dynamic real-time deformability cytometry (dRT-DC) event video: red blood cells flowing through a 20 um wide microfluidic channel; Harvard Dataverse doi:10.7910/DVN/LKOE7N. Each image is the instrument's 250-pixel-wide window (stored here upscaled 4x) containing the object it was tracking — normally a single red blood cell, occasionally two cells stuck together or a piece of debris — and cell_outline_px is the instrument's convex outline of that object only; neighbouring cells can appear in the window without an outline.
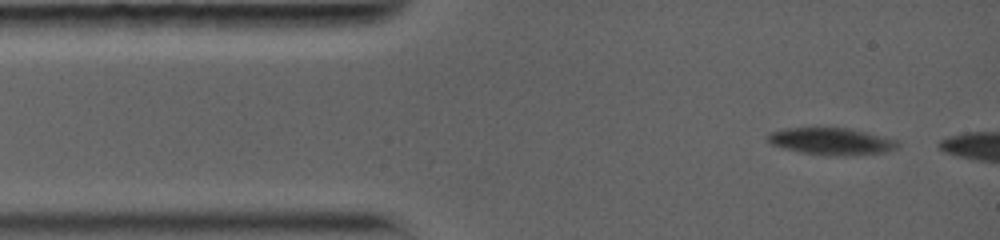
{"species": "common noctule bat (a hibernating species)", "species_latin": "Nyctalus noctula", "temperature_condition": "warm", "stored_images_in_passage": 2, "camera_frame_rate_fps": 5000, "um_per_image_px": 0.085, "animal": {"sex": "female", "body_mass_g": 19.0, "forearm_length_mm": 56.7}, "frame": {"image": 1, "passage_image": 1, "time_ms": 0.0, "image_size_px": [1000, 240], "cell_outline_px": [[900, 144], [896, 148], [884, 152], [844, 156], [824, 156], [800, 152], [784, 148], [772, 144], [768, 140], [768, 132], [784, 128], [848, 128], [896, 140]], "centroid_in_image_um": [70.63, 12.02], "position_along_channel_um": 14.4, "area_um2": 20.29}}